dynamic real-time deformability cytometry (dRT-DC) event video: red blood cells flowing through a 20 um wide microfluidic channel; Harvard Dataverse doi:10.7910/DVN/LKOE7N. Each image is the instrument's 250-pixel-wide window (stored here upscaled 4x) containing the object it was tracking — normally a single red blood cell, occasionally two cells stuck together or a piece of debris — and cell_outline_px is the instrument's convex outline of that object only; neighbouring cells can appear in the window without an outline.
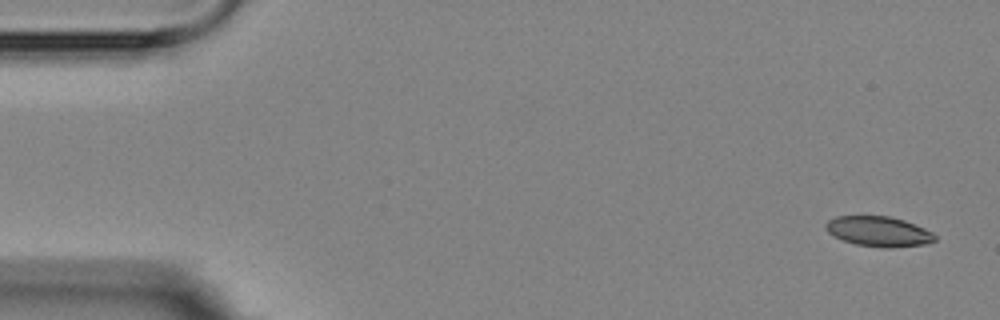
{"species": "Egyptian fruit bat (a non-hibernating species)", "species_latin": "Rousettus aegyptiacus", "temperature_condition": "room temperature", "stored_images_in_passage": 5, "camera_frame_rate_fps": 3000, "um_per_image_px": 0.085, "animal": {"sex": "female"}, "frame": {"image": 1, "passage_image": 1, "time_ms": 0.0, "image_size_px": [1000, 320], "cell_outline_px": [[936, 240], [924, 244], [888, 248], [884, 248], [856, 244], [832, 236], [824, 228], [824, 224], [828, 220], [836, 216], [888, 216], [904, 220], [924, 228], [932, 232], [936, 236]], "centroid_in_image_um": [74.65, 19.67], "position_along_channel_um": 10.3, "area_um2": 19.13}}
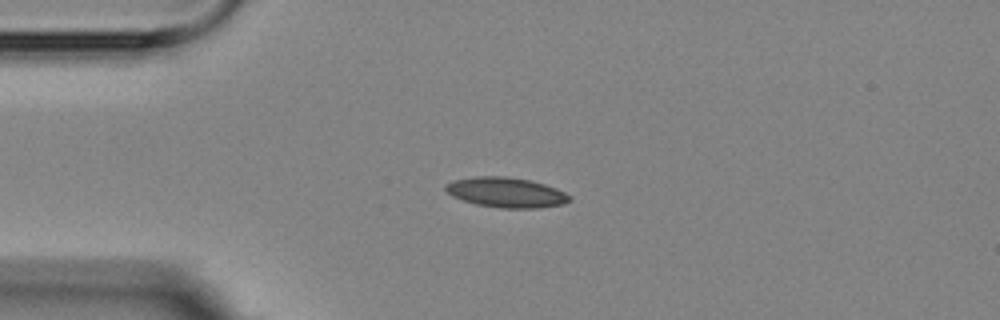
{"frame": {"image": 2, "passage_image": 4, "time_ms": 3.667, "image_size_px": [1000, 320], "cell_outline_px": [[572, 200], [564, 204], [540, 208], [500, 208], [476, 204], [452, 196], [444, 188], [444, 184], [452, 180], [472, 176], [504, 176], [528, 180], [544, 184], [556, 188], [564, 192]], "centroid_in_image_um": [42.99, 16.35], "position_along_channel_um": 42.0, "area_um2": 21.73}}